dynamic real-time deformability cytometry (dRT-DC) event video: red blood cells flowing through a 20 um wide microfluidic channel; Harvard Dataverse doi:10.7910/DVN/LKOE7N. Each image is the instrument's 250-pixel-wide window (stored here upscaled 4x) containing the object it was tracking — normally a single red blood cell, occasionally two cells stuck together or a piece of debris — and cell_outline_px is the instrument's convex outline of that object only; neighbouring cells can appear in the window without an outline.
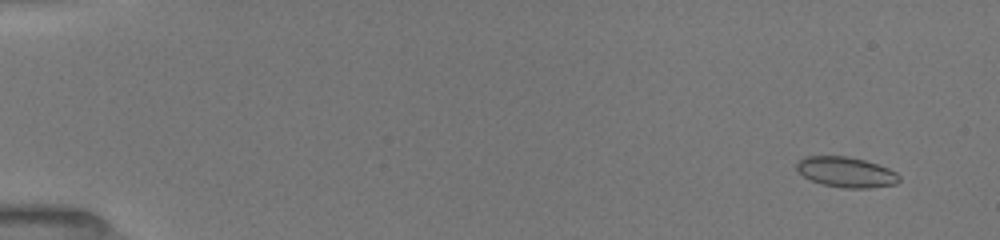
{"species": "common noctule bat (a hibernating species)", "species_latin": "Nyctalus noctula", "temperature_condition": "room temperature", "stored_images_in_passage": 22, "camera_frame_rate_fps": 3000, "um_per_image_px": 0.085, "animal": {"sex": "female", "body_mass_g": 19.5, "forearm_length_mm": 54.1}, "frame": {"image": 1, "passage_image": 6, "time_ms": 1.0, "image_size_px": [1000, 240], "cell_outline_px": [[900, 180], [896, 184], [868, 188], [844, 188], [824, 184], [812, 180], [804, 176], [796, 168], [796, 164], [804, 156], [848, 156], [864, 160], [888, 168], [896, 172], [900, 176]], "centroid_in_image_um": [71.94, 14.62], "position_along_channel_um": 13.1, "area_um2": 17.98}}
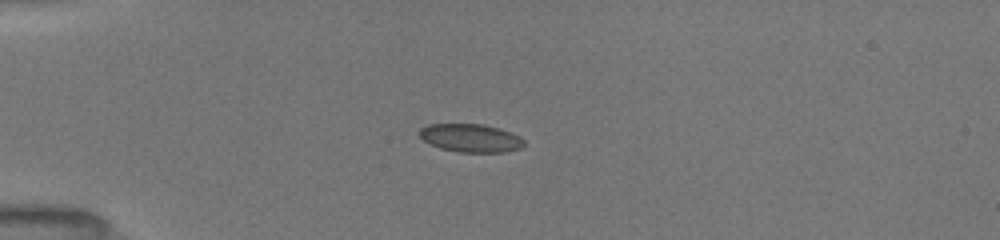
{"frame": {"image": 2, "passage_image": 18, "time_ms": 4.667, "image_size_px": [1000, 240], "cell_outline_px": [[524, 144], [520, 148], [504, 152], [456, 152], [440, 148], [424, 140], [420, 136], [420, 128], [428, 124], [484, 124], [500, 128], [520, 136], [524, 140]], "centroid_in_image_um": [40.02, 11.72], "position_along_channel_um": 45.0, "area_um2": 17.17}}